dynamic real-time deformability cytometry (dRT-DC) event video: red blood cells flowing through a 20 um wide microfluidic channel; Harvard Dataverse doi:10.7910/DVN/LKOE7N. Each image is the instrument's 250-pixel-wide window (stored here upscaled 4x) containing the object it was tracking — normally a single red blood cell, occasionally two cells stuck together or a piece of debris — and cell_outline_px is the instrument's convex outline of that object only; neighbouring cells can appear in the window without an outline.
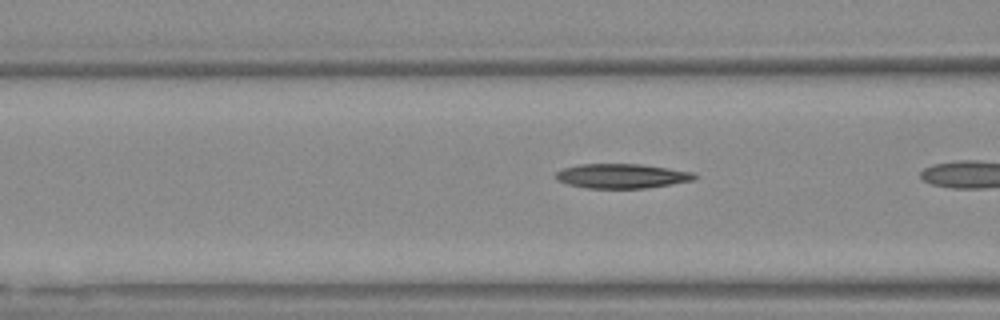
{"species": "Egyptian fruit bat (a non-hibernating species)", "species_latin": "Rousettus aegyptiacus", "temperature_condition": "warm", "stored_images_in_passage": 9, "camera_frame_rate_fps": 3000, "um_per_image_px": 0.085, "animal": {"sex": "female"}, "frame": {"image": 1, "passage_image": 7, "time_ms": 2.0, "image_size_px": [1000, 320], "cell_outline_px": [[696, 176], [692, 180], [672, 184], [644, 188], [584, 188], [568, 184], [560, 180], [556, 176], [556, 172], [564, 168], [580, 164], [640, 164], [668, 168], [692, 172]], "centroid_in_image_um": [52.84, 14.96], "position_along_channel_um": 113.8, "area_um2": 19.54}}